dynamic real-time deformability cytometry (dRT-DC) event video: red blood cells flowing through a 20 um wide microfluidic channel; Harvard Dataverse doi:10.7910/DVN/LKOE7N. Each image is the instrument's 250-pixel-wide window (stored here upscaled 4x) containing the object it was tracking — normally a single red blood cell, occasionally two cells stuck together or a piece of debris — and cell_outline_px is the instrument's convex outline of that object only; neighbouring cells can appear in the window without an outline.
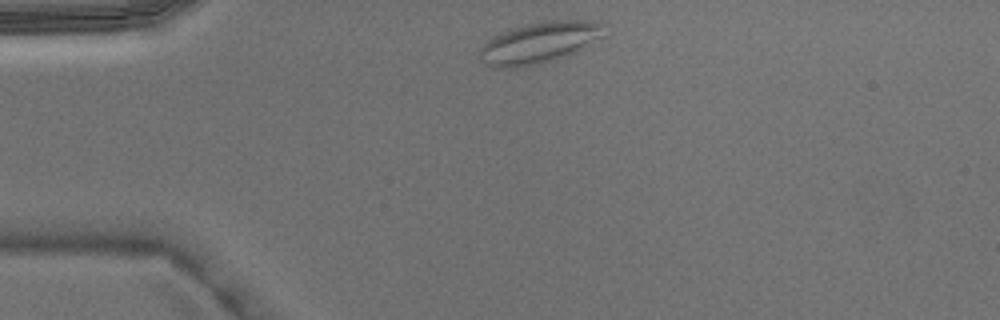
{"species": "Egyptian fruit bat (a non-hibernating species)", "species_latin": "Rousettus aegyptiacus", "temperature_condition": "warm", "stored_images_in_passage": 3, "camera_frame_rate_fps": 3000, "um_per_image_px": 0.085, "animal": {"sex": "male"}, "frame": {"image": 1, "passage_image": 1, "time_ms": 0.0, "image_size_px": [1000, 320], "cell_outline_px": [[608, 24], [600, 36], [576, 52], [568, 56], [556, 60], [516, 68], [496, 68], [484, 64], [480, 60], [480, 48], [492, 36], [512, 28], [544, 20], [592, 20]], "centroid_in_image_um": [45.83, 3.62], "position_along_channel_um": 39.2, "area_um2": 30.06}}